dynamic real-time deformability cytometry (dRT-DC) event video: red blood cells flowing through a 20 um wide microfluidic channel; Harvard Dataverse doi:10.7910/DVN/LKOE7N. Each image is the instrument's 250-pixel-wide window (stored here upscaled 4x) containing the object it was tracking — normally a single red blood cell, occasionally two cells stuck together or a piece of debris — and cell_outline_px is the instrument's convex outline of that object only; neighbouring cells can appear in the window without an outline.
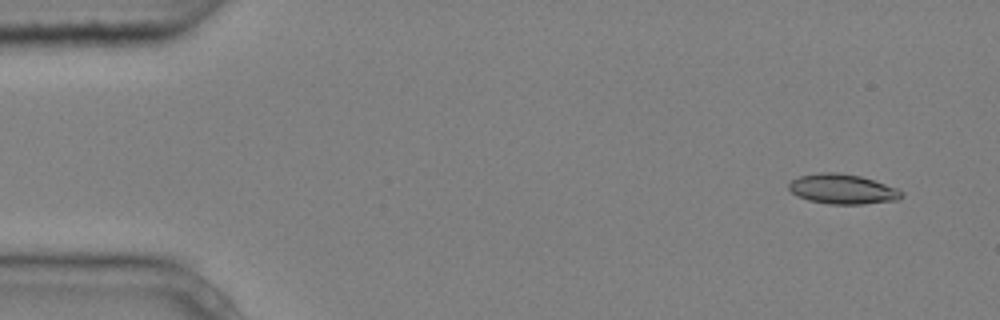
{"species": "common noctule bat (a hibernating species)", "species_latin": "Nyctalus noctula", "temperature_condition": "cold", "stored_images_in_passage": 5, "camera_frame_rate_fps": 3000, "um_per_image_px": 0.085, "animal": {"sex": "male", "body_mass_g": 20.4}, "frame": {"image": 1, "passage_image": 1, "time_ms": 0.0, "image_size_px": [1000, 320], "cell_outline_px": [[904, 196], [900, 200], [864, 204], [828, 204], [808, 200], [796, 196], [788, 188], [788, 184], [792, 180], [800, 176], [820, 172], [840, 172], [860, 176], [896, 188], [904, 192]], "centroid_in_image_um": [71.62, 16.08], "position_along_channel_um": 13.4, "area_um2": 19.77}}
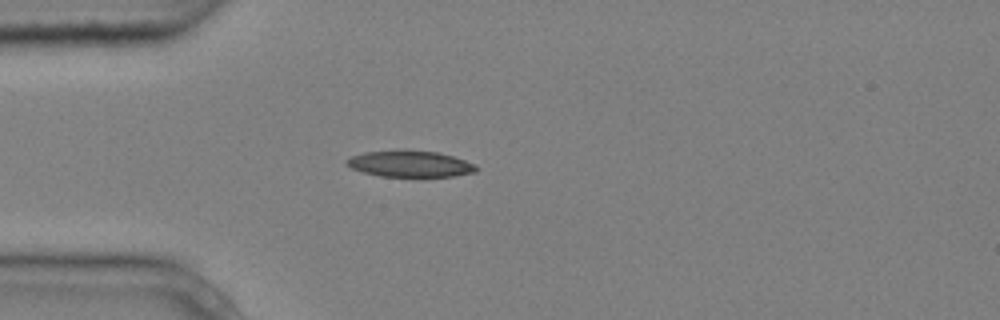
{"frame": {"image": 2, "passage_image": 4, "time_ms": 1.0, "image_size_px": [1000, 320], "cell_outline_px": [[480, 168], [476, 172], [452, 176], [380, 176], [364, 172], [352, 168], [344, 164], [344, 160], [352, 156], [364, 152], [436, 152], [452, 156], [476, 164]], "centroid_in_image_um": [34.87, 13.96], "position_along_channel_um": 50.1, "area_um2": 19.19}}